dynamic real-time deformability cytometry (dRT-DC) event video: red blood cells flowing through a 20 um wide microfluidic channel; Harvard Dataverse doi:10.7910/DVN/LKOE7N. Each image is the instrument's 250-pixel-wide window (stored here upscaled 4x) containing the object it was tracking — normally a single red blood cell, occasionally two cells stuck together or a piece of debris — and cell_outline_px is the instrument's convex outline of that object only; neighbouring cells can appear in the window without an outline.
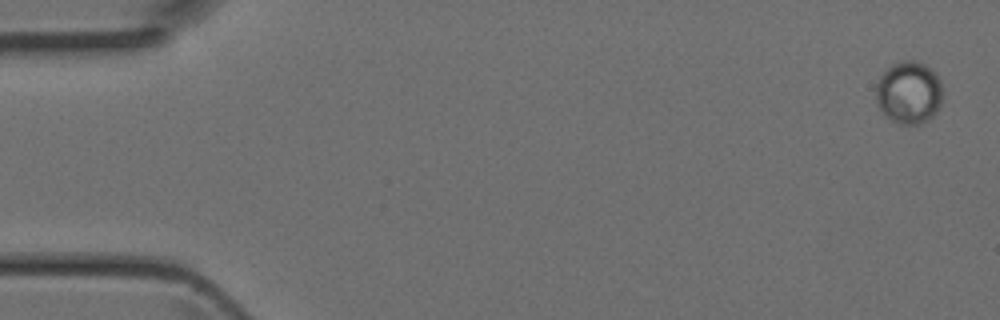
{"species": "Egyptian fruit bat (a non-hibernating species)", "species_latin": "Rousettus aegyptiacus", "temperature_condition": "room temperature", "stored_images_in_passage": 4, "camera_frame_rate_fps": 3000, "um_per_image_px": 0.085, "animal": {"sex": "female"}, "frame": {"image": 1, "passage_image": 1, "time_ms": 0.0, "image_size_px": [1000, 320], "cell_outline_px": [[940, 104], [936, 112], [928, 120], [920, 124], [900, 124], [892, 120], [880, 112], [876, 104], [876, 84], [880, 76], [892, 64], [904, 60], [916, 60], [924, 64], [936, 72], [940, 80]], "centroid_in_image_um": [77.22, 7.87], "position_along_channel_um": 7.8, "area_um2": 24.39}}
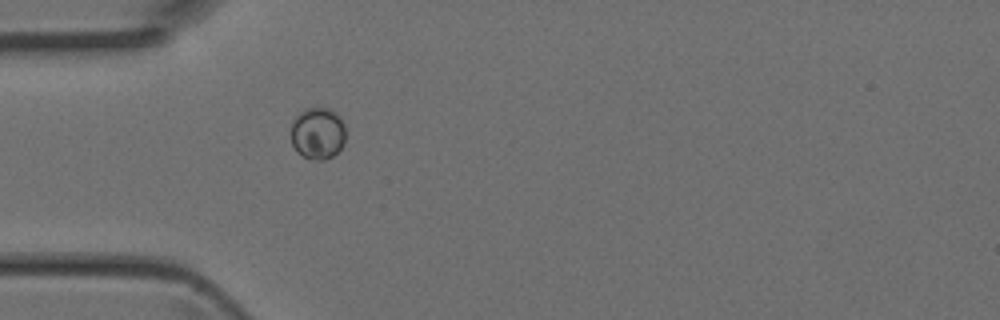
{"frame": {"image": 2, "passage_image": 4, "time_ms": 1.0, "image_size_px": [1000, 320], "cell_outline_px": [[344, 144], [332, 156], [324, 160], [312, 160], [296, 152], [292, 144], [292, 124], [296, 116], [304, 108], [328, 108], [336, 112], [340, 116], [344, 124]], "centroid_in_image_um": [27.01, 11.33], "position_along_channel_um": 58.0, "area_um2": 16.53}}